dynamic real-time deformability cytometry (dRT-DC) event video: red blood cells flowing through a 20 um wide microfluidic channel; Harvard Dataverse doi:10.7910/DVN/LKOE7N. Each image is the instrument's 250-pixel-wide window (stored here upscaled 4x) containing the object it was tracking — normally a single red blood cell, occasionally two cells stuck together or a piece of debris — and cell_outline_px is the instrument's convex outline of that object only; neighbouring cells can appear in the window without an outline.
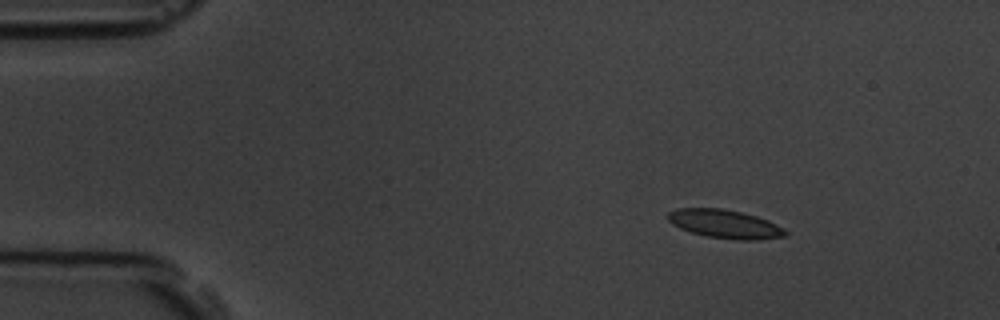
{"species": "common noctule bat (a hibernating species)", "species_latin": "Nyctalus noctula", "temperature_condition": "room temperature", "stored_images_in_passage": 9, "camera_frame_rate_fps": 3000, "um_per_image_px": 0.085, "animal": {"sex": "male", "body_mass_g": 19.5, "forearm_length_mm": 54.6}, "frame": {"image": 1, "passage_image": 1, "time_ms": 0.0, "image_size_px": [1000, 320], "cell_outline_px": [[788, 236], [756, 240], [736, 240], [704, 236], [680, 228], [672, 224], [668, 220], [668, 212], [676, 208], [720, 208], [740, 212], [756, 216], [768, 220], [784, 228], [788, 232]], "centroid_in_image_um": [61.63, 19.05], "position_along_channel_um": 23.4, "area_um2": 19.65}}
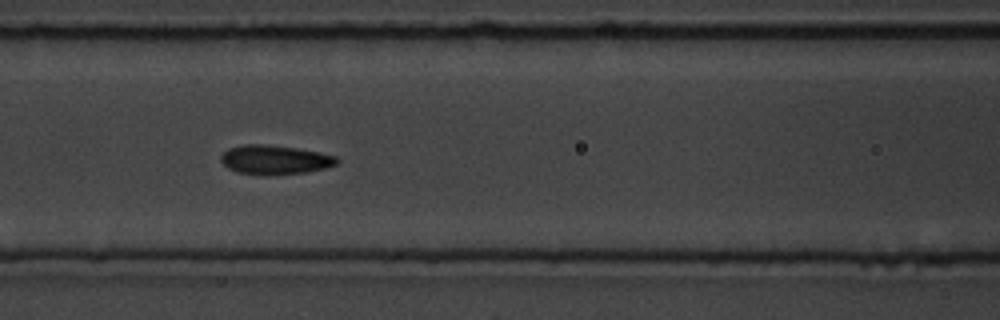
{"frame": {"image": 2, "passage_image": 6, "time_ms": 5.333, "image_size_px": [1000, 320], "cell_outline_px": [[340, 160], [336, 164], [324, 168], [308, 172], [268, 176], [260, 176], [236, 172], [228, 168], [220, 160], [220, 156], [228, 148], [244, 144], [264, 144], [296, 148], [320, 152], [336, 156]], "centroid_in_image_um": [23.34, 13.59], "position_along_channel_um": 143.3, "area_um2": 20.06}}
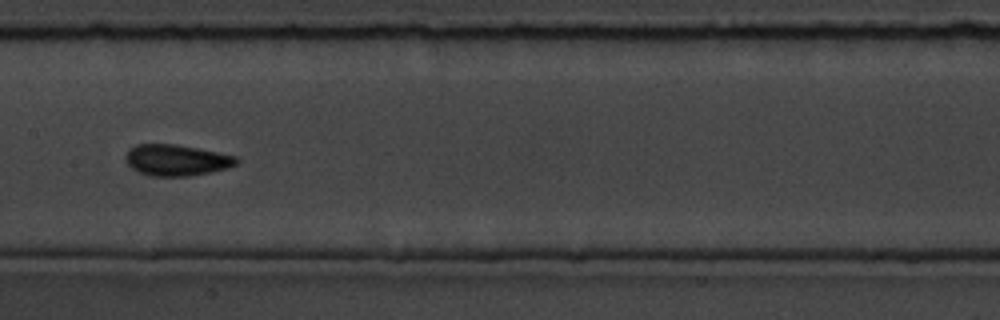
{"frame": {"image": 3, "passage_image": 7, "time_ms": 6.667, "image_size_px": [1000, 320], "cell_outline_px": [[240, 160], [236, 164], [228, 168], [212, 172], [188, 176], [148, 176], [132, 168], [124, 160], [124, 156], [136, 144], [176, 144], [236, 156]], "centroid_in_image_um": [15.0, 13.62], "position_along_channel_um": 192.4, "area_um2": 20.11}}